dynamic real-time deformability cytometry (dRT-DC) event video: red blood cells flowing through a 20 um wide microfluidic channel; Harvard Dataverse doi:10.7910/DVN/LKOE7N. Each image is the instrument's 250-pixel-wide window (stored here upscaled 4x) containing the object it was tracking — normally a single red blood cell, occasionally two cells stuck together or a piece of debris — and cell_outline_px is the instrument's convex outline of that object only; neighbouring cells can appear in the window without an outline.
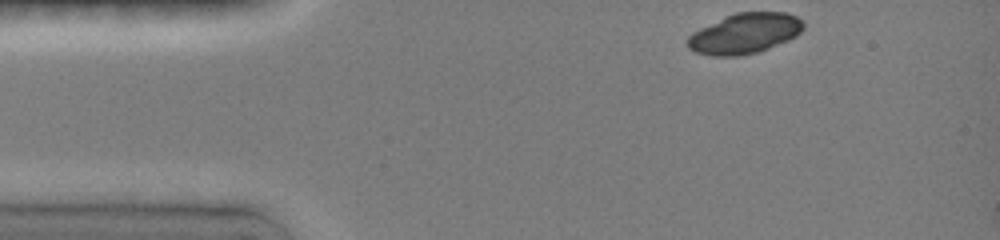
{"species": "common noctule bat (a hibernating species)", "species_latin": "Nyctalus noctula", "temperature_condition": "room temperature", "stored_images_in_passage": 4, "camera_frame_rate_fps": 3000, "um_per_image_px": 0.085, "animal": {"sex": "female", "body_mass_g": 19.0, "forearm_length_mm": 51.5}, "frame": {"image": 1, "passage_image": 1, "time_ms": 0.0, "image_size_px": [1000, 240], "cell_outline_px": [[804, 28], [796, 36], [788, 40], [768, 48], [756, 52], [740, 56], [712, 56], [696, 52], [688, 48], [688, 36], [692, 32], [724, 16], [736, 12], [784, 12], [796, 16], [804, 24]], "centroid_in_image_um": [63.28, 2.84], "position_along_channel_um": 21.7, "area_um2": 27.17}}